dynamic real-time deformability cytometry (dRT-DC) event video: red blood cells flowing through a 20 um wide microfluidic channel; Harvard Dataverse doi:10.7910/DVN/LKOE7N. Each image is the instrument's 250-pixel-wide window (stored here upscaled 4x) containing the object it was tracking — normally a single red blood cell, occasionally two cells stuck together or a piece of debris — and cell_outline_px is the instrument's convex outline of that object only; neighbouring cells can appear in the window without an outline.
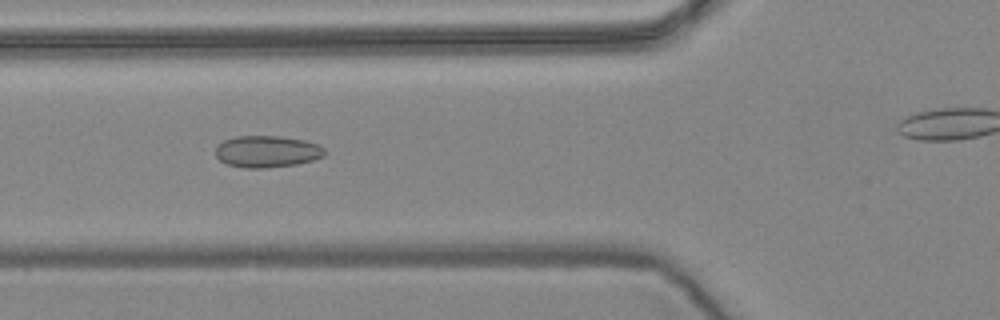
{"species": "common noctule bat (a hibernating species)", "species_latin": "Nyctalus noctula", "temperature_condition": "warm", "stored_images_in_passage": 49, "camera_frame_rate_fps": 3000, "um_per_image_px": 0.085, "animal": {"sex": "female", "body_mass_g": 24.6, "forearm_length_mm": 56.2}, "frame": {"image": 1, "passage_image": 21, "time_ms": 6.667, "image_size_px": [1000, 320], "cell_outline_px": [[324, 156], [312, 160], [296, 164], [268, 168], [244, 168], [228, 164], [220, 160], [216, 156], [216, 148], [224, 140], [236, 136], [280, 136], [304, 140], [320, 144], [324, 148]], "centroid_in_image_um": [22.71, 12.88], "position_along_channel_um": 103.1, "area_um2": 20.17}}
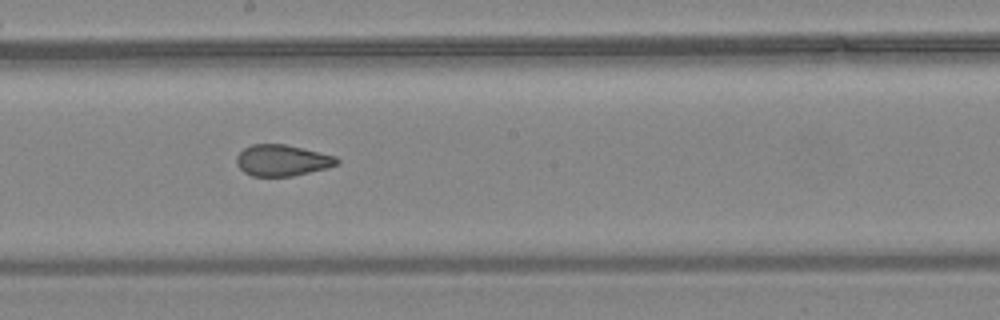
{"frame": {"image": 2, "passage_image": 31, "time_ms": 10.0, "image_size_px": [1000, 320], "cell_outline_px": [[340, 164], [328, 168], [292, 176], [252, 176], [244, 172], [236, 164], [236, 156], [244, 148], [252, 144], [284, 144], [304, 148], [336, 156], [340, 160]], "centroid_in_image_um": [24.01, 13.63], "position_along_channel_um": 224.2, "area_um2": 18.44}}
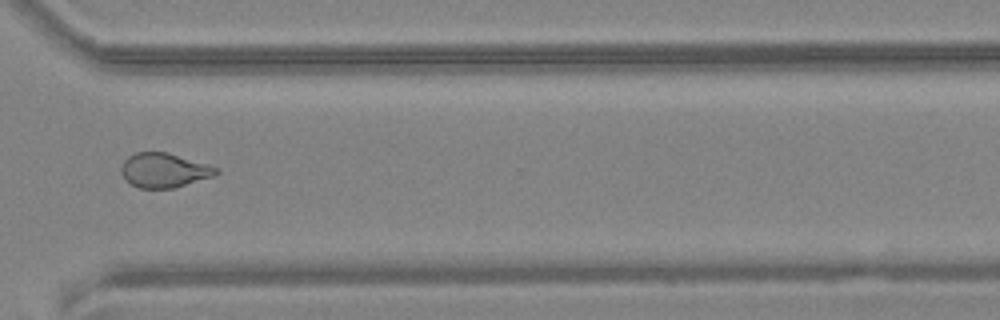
{"frame": {"image": 3, "passage_image": 42, "time_ms": 13.667, "image_size_px": [1000, 320], "cell_outline_px": [[220, 172], [216, 176], [172, 188], [140, 188], [132, 184], [120, 172], [120, 168], [124, 160], [128, 156], [136, 152], [168, 152], [208, 164], [220, 168]], "centroid_in_image_um": [13.99, 14.46], "position_along_channel_um": 356.6, "area_um2": 19.13}, "authors_computed_cell_mechanics": {"area_um2": 19.8254, "velocity_mm_per_s": 3.6143, "shape_relaxation_time_tau1_ms": null, "shape_relaxation_time_tau2_ms": 1.4815, "deformation_change_tau1": null, "deformation_change_tau2": 0.0798}}